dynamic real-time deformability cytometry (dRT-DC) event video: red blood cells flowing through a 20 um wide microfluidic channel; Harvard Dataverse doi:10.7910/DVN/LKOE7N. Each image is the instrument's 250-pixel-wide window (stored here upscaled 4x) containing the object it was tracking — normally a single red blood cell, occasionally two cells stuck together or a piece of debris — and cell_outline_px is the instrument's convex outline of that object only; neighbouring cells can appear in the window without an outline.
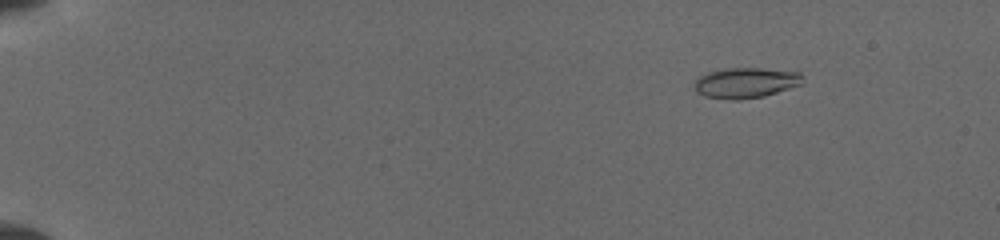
{"species": "common noctule bat (a hibernating species)", "species_latin": "Nyctalus noctula", "temperature_condition": "cold", "stored_images_in_passage": 17, "camera_frame_rate_fps": 3000, "um_per_image_px": 0.085, "animal": {"sex": "female", "body_mass_g": 19.5, "forearm_length_mm": 54.1}, "frame": {"image": 1, "passage_image": 3, "time_ms": 2.333, "image_size_px": [1000, 240], "cell_outline_px": [[804, 84], [764, 96], [736, 100], [704, 96], [696, 92], [696, 80], [700, 76], [708, 72], [728, 68], [760, 68], [800, 72], [804, 76]], "centroid_in_image_um": [63.45, 7.03], "position_along_channel_um": 21.5, "area_um2": 19.19}}
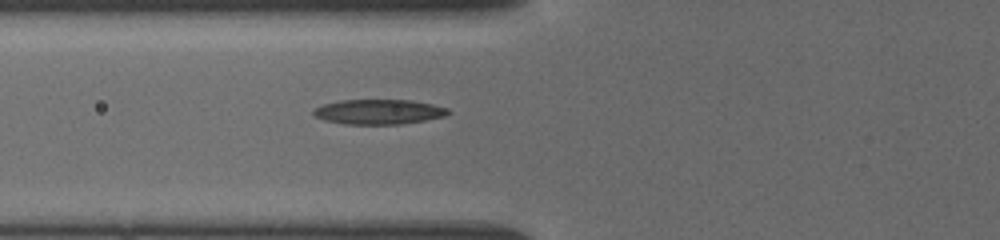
{"frame": {"image": 2, "passage_image": 15, "time_ms": 7.333, "image_size_px": [1000, 240], "cell_outline_px": [[452, 112], [444, 116], [424, 120], [400, 124], [344, 124], [324, 120], [312, 116], [312, 112], [316, 108], [324, 104], [340, 100], [412, 100], [432, 104], [448, 108]], "centroid_in_image_um": [32.18, 9.5], "position_along_channel_um": 93.6, "area_um2": 19.54}}
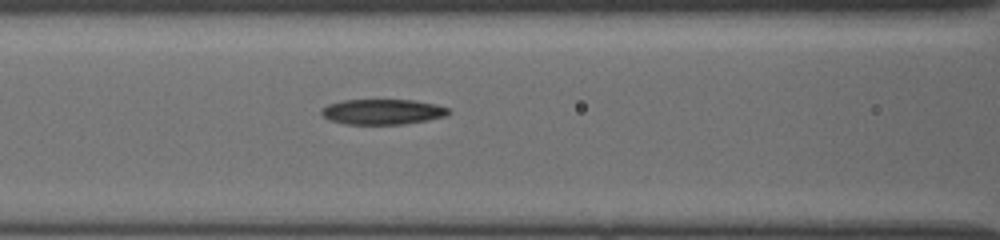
{"frame": {"image": 3, "passage_image": 17, "time_ms": 8.333, "image_size_px": [1000, 240], "cell_outline_px": [[452, 112], [448, 116], [428, 120], [404, 124], [344, 124], [332, 120], [324, 116], [320, 112], [320, 108], [328, 104], [344, 100], [412, 100], [436, 104], [448, 108]], "centroid_in_image_um": [32.55, 9.5], "position_along_channel_um": 134.1, "area_um2": 18.84}}